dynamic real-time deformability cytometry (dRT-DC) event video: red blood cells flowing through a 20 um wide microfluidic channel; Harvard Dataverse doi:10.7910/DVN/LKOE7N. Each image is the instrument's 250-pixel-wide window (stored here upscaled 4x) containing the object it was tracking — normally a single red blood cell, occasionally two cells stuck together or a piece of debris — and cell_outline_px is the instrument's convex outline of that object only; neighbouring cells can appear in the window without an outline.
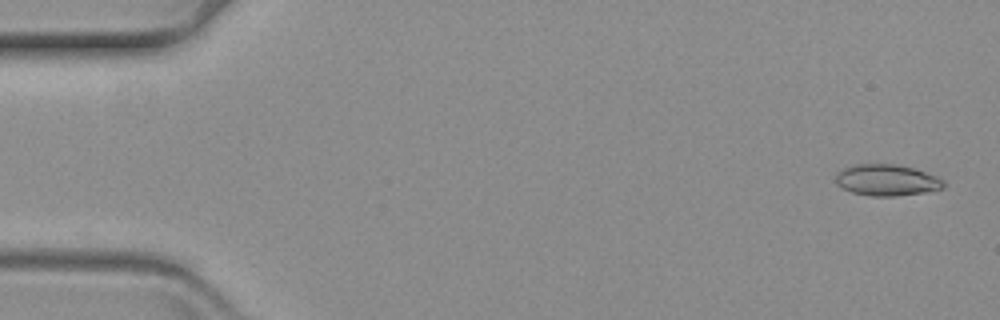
{"species": "common noctule bat (a hibernating species)", "species_latin": "Nyctalus noctula", "temperature_condition": "warm", "stored_images_in_passage": 23, "camera_frame_rate_fps": 3000, "um_per_image_px": 0.085, "animal": {"sex": "female", "body_mass_g": 19.3, "forearm_length_mm": 54.1}, "frame": {"image": 1, "passage_image": 2, "time_ms": 0.333, "image_size_px": [1000, 320], "cell_outline_px": [[944, 188], [924, 192], [896, 196], [872, 196], [852, 192], [840, 188], [836, 184], [836, 172], [844, 168], [856, 164], [892, 164], [912, 168], [936, 176], [944, 180]], "centroid_in_image_um": [75.34, 15.32], "position_along_channel_um": 9.7, "area_um2": 19.59}}
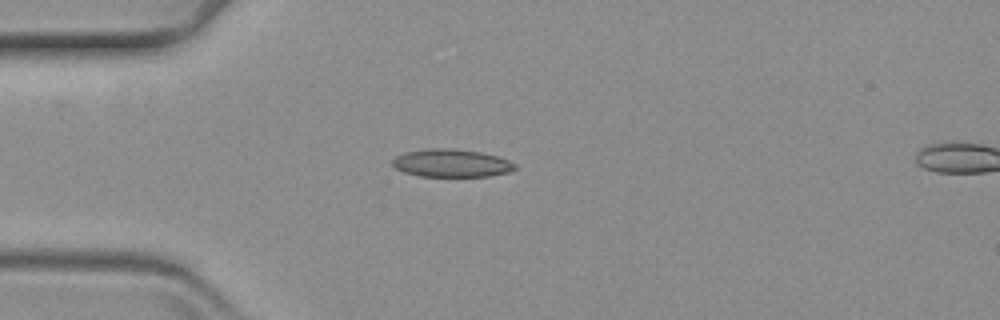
{"frame": {"image": 2, "passage_image": 16, "time_ms": 5.0, "image_size_px": [1000, 320], "cell_outline_px": [[516, 168], [508, 172], [488, 176], [420, 176], [404, 172], [396, 168], [392, 164], [392, 160], [396, 156], [404, 152], [428, 148], [444, 148], [480, 152], [496, 156], [508, 160], [516, 164]], "centroid_in_image_um": [38.34, 13.86], "position_along_channel_um": 46.7, "area_um2": 19.71}}
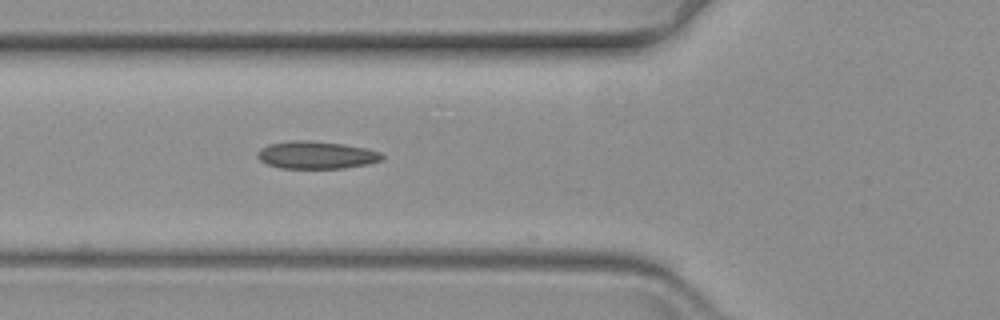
{"frame": {"image": 3, "passage_image": 22, "time_ms": 7.0, "image_size_px": [1000, 320], "cell_outline_px": [[384, 156], [380, 160], [368, 164], [344, 168], [280, 168], [268, 164], [260, 160], [256, 156], [256, 152], [260, 148], [268, 144], [292, 140], [312, 140], [344, 144], [364, 148], [380, 152]], "centroid_in_image_um": [26.84, 13.17], "position_along_channel_um": 99.0, "area_um2": 20.06}}